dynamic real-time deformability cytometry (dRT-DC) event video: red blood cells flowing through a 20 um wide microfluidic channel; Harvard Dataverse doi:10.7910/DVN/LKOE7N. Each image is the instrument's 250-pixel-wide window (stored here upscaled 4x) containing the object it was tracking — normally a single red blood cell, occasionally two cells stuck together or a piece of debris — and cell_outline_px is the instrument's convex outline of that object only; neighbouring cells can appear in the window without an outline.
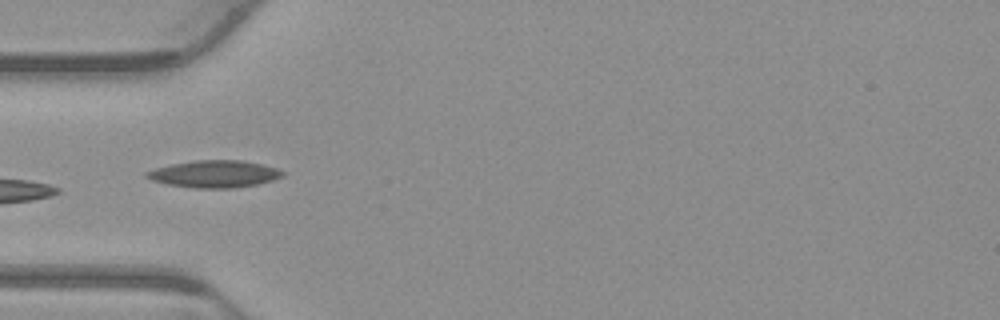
{"species": "common noctule bat (a hibernating species)", "species_latin": "Nyctalus noctula", "temperature_condition": "warm", "stored_images_in_passage": 37, "camera_frame_rate_fps": 3000, "um_per_image_px": 0.085, "animal": {"sex": "male", "body_mass_g": 23.1, "forearm_length_mm": 52.7}, "frame": {"image": 1, "passage_image": 1, "time_ms": 0.0, "image_size_px": [1000, 320], "cell_outline_px": [[284, 176], [272, 180], [256, 184], [236, 188], [192, 188], [168, 184], [152, 180], [144, 176], [144, 172], [156, 168], [172, 164], [192, 160], [244, 160], [264, 164], [276, 168], [284, 172]], "centroid_in_image_um": [18.23, 14.78], "position_along_channel_um": 66.8, "area_um2": 21.62}, "authors_computed_cell_mechanics": {"area_um2": 16.762, "velocity_mm_per_s": 3.813, "shape_relaxation_time_tau1_ms": 6.1381, "shape_relaxation_time_tau2_ms": 3.8459, "deformation_change_tau1": 0.143, "deformation_change_tau2": 0.102}}